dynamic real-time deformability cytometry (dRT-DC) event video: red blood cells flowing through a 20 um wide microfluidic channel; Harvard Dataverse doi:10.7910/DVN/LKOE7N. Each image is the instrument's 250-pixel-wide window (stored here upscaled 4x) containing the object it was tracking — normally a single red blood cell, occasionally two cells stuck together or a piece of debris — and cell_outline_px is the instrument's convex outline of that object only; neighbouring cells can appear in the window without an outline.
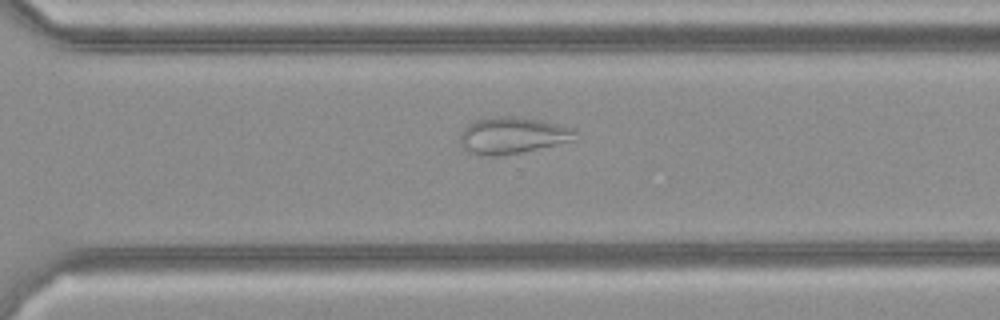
{"species": "common noctule bat (a hibernating species)", "species_latin": "Nyctalus noctula", "temperature_condition": "cold", "stored_images_in_passage": 26, "camera_frame_rate_fps": 3000, "um_per_image_px": 0.085, "animal": {"sex": "female", "body_mass_g": 21.9}, "frame": {"image": 1, "passage_image": 15, "time_ms": 4.667, "image_size_px": [1000, 320], "cell_outline_px": [[580, 140], [520, 152], [492, 156], [476, 156], [468, 152], [460, 144], [460, 132], [472, 120], [496, 116], [524, 116], [564, 124], [580, 132]], "centroid_in_image_um": [43.64, 11.49], "position_along_channel_um": 327.0, "area_um2": 25.61}}
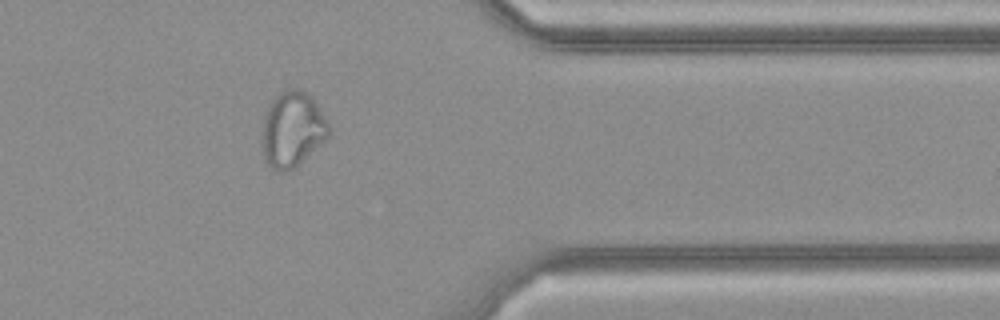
{"frame": {"image": 2, "passage_image": 19, "time_ms": 6.0, "image_size_px": [1000, 320], "cell_outline_px": [[328, 136], [324, 140], [292, 168], [284, 172], [280, 172], [272, 168], [264, 160], [260, 144], [260, 140], [264, 116], [272, 100], [280, 92], [292, 88], [300, 88], [312, 96], [328, 124]], "centroid_in_image_um": [24.78, 10.98], "position_along_channel_um": 386.6, "area_um2": 29.02}}